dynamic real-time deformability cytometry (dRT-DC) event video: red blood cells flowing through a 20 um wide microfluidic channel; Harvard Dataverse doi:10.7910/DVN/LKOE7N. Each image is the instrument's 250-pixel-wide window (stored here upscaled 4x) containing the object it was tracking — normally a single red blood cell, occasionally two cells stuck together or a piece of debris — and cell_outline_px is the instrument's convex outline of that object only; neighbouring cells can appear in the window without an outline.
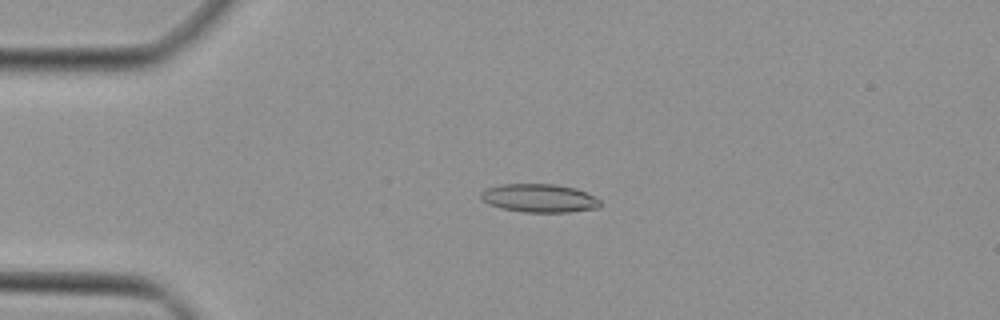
{"species": "Egyptian fruit bat (a non-hibernating species)", "species_latin": "Rousettus aegyptiacus", "temperature_condition": "cold", "stored_images_in_passage": 35, "camera_frame_rate_fps": 3000, "um_per_image_px": 0.085, "animal": {"sex": "female"}, "frame": {"image": 1, "passage_image": 5, "time_ms": 1.333, "image_size_px": [1000, 320], "cell_outline_px": [[600, 204], [596, 208], [568, 212], [524, 212], [500, 208], [488, 204], [480, 200], [480, 192], [484, 188], [500, 184], [556, 184], [576, 188], [600, 200]], "centroid_in_image_um": [45.75, 16.83], "position_along_channel_um": 39.3, "area_um2": 19.83}}
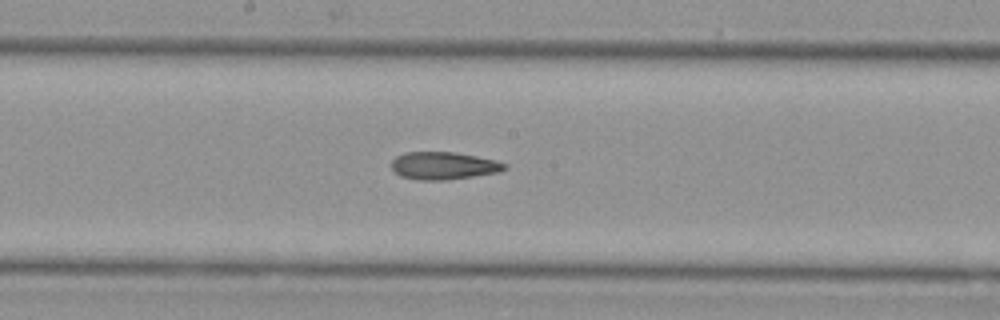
{"frame": {"image": 2, "passage_image": 19, "time_ms": 6.0, "image_size_px": [1000, 320], "cell_outline_px": [[508, 168], [500, 172], [444, 180], [416, 180], [400, 176], [392, 168], [392, 160], [396, 156], [404, 152], [456, 152], [496, 160], [508, 164]], "centroid_in_image_um": [37.72, 14.08], "position_along_channel_um": 210.5, "area_um2": 18.26}}
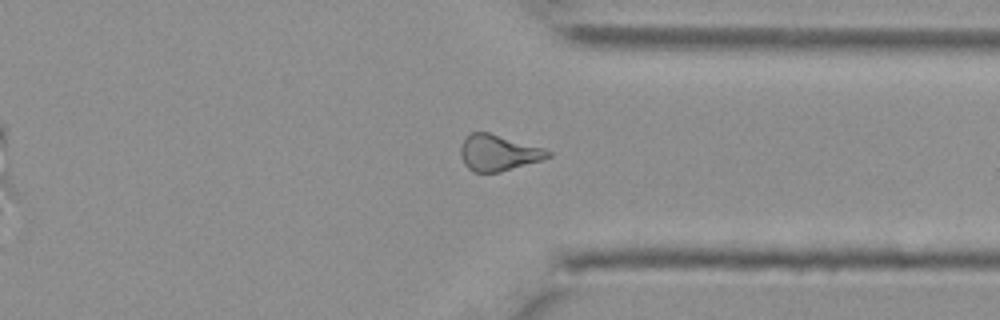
{"frame": {"image": 3, "passage_image": 30, "time_ms": 9.667, "image_size_px": [1000, 320], "cell_outline_px": [[552, 156], [540, 160], [500, 172], [472, 172], [464, 164], [460, 156], [460, 148], [464, 136], [472, 132], [488, 132], [544, 148], [552, 152]], "centroid_in_image_um": [42.32, 12.98], "position_along_channel_um": 369.1, "area_um2": 18.38}}